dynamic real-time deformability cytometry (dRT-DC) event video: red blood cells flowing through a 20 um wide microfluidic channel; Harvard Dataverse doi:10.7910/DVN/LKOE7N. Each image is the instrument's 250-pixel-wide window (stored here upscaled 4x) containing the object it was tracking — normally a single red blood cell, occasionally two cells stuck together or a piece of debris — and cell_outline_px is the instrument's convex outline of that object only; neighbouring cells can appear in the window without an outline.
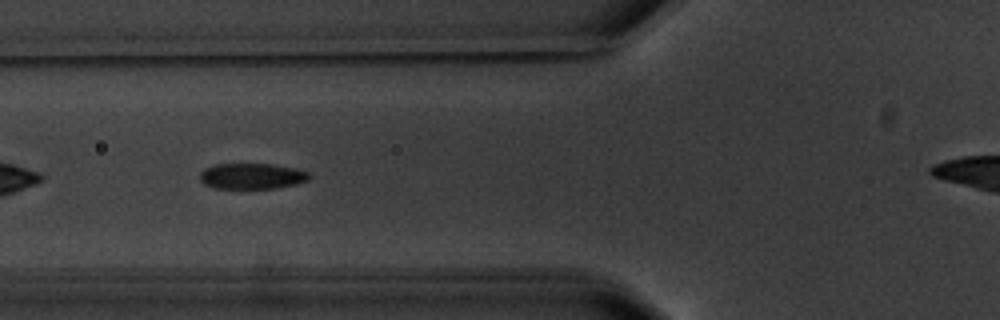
{"species": "common noctule bat (a hibernating species)", "species_latin": "Nyctalus noctula", "temperature_condition": "warm", "stored_images_in_passage": 5, "camera_frame_rate_fps": 3000, "um_per_image_px": 0.085, "animal": {"sex": "male", "body_mass_g": 20.1, "forearm_length_mm": 53.5}, "frame": {"image": 1, "passage_image": 5, "time_ms": 5.333, "image_size_px": [1000, 320], "cell_outline_px": [[312, 176], [308, 180], [296, 184], [276, 188], [212, 188], [204, 184], [200, 180], [200, 172], [204, 168], [212, 164], [272, 164], [296, 168], [308, 172]], "centroid_in_image_um": [21.4, 14.96], "position_along_channel_um": 104.4, "area_um2": 16.59}}